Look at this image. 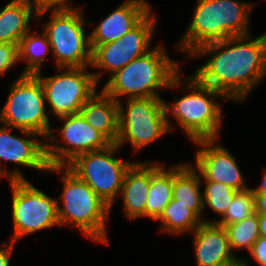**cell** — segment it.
Here are the masks:
<instances>
[{
  "instance_id": "20",
  "label": "cell",
  "mask_w": 266,
  "mask_h": 266,
  "mask_svg": "<svg viewBox=\"0 0 266 266\" xmlns=\"http://www.w3.org/2000/svg\"><path fill=\"white\" fill-rule=\"evenodd\" d=\"M0 8V42L19 45L37 23L34 6L29 0H7Z\"/></svg>"
},
{
  "instance_id": "2",
  "label": "cell",
  "mask_w": 266,
  "mask_h": 266,
  "mask_svg": "<svg viewBox=\"0 0 266 266\" xmlns=\"http://www.w3.org/2000/svg\"><path fill=\"white\" fill-rule=\"evenodd\" d=\"M166 91L175 93L173 100L164 99L171 134L182 132L185 139H188V144L200 139L222 138L221 130L224 129L226 116L223 103H231L222 93L203 85L192 74H185L183 70L171 80Z\"/></svg>"
},
{
  "instance_id": "35",
  "label": "cell",
  "mask_w": 266,
  "mask_h": 266,
  "mask_svg": "<svg viewBox=\"0 0 266 266\" xmlns=\"http://www.w3.org/2000/svg\"><path fill=\"white\" fill-rule=\"evenodd\" d=\"M226 266H247L242 259H237L235 262L228 264Z\"/></svg>"
},
{
  "instance_id": "10",
  "label": "cell",
  "mask_w": 266,
  "mask_h": 266,
  "mask_svg": "<svg viewBox=\"0 0 266 266\" xmlns=\"http://www.w3.org/2000/svg\"><path fill=\"white\" fill-rule=\"evenodd\" d=\"M153 10L154 8L120 39L102 45H90L92 49L90 68L99 86L106 81L104 77L108 79L116 71L146 54L159 43L158 40L157 42L154 40L158 35L160 16L157 15L156 10Z\"/></svg>"
},
{
  "instance_id": "14",
  "label": "cell",
  "mask_w": 266,
  "mask_h": 266,
  "mask_svg": "<svg viewBox=\"0 0 266 266\" xmlns=\"http://www.w3.org/2000/svg\"><path fill=\"white\" fill-rule=\"evenodd\" d=\"M8 164L14 166L8 168ZM48 167L46 142L41 135L30 131L15 129L0 123L1 181L29 180L25 177L26 175L24 174L25 172L22 171L23 169L28 171L34 170L33 172H38L37 174L39 175H46Z\"/></svg>"
},
{
  "instance_id": "28",
  "label": "cell",
  "mask_w": 266,
  "mask_h": 266,
  "mask_svg": "<svg viewBox=\"0 0 266 266\" xmlns=\"http://www.w3.org/2000/svg\"><path fill=\"white\" fill-rule=\"evenodd\" d=\"M37 14L49 11H73L85 9V3L74 4V0H29Z\"/></svg>"
},
{
  "instance_id": "19",
  "label": "cell",
  "mask_w": 266,
  "mask_h": 266,
  "mask_svg": "<svg viewBox=\"0 0 266 266\" xmlns=\"http://www.w3.org/2000/svg\"><path fill=\"white\" fill-rule=\"evenodd\" d=\"M82 117L111 144L119 137V105L99 89L80 109Z\"/></svg>"
},
{
  "instance_id": "29",
  "label": "cell",
  "mask_w": 266,
  "mask_h": 266,
  "mask_svg": "<svg viewBox=\"0 0 266 266\" xmlns=\"http://www.w3.org/2000/svg\"><path fill=\"white\" fill-rule=\"evenodd\" d=\"M18 64V45L0 42V77L10 73Z\"/></svg>"
},
{
  "instance_id": "15",
  "label": "cell",
  "mask_w": 266,
  "mask_h": 266,
  "mask_svg": "<svg viewBox=\"0 0 266 266\" xmlns=\"http://www.w3.org/2000/svg\"><path fill=\"white\" fill-rule=\"evenodd\" d=\"M220 140L200 139L191 142L195 151H192L193 160H188L200 173L201 181L224 183L237 191L251 187L249 184L251 185L252 181L245 177L237 155Z\"/></svg>"
},
{
  "instance_id": "5",
  "label": "cell",
  "mask_w": 266,
  "mask_h": 266,
  "mask_svg": "<svg viewBox=\"0 0 266 266\" xmlns=\"http://www.w3.org/2000/svg\"><path fill=\"white\" fill-rule=\"evenodd\" d=\"M166 46L164 38L159 39L153 49L116 71L100 89L116 102L162 97L168 84L184 66V61L173 58Z\"/></svg>"
},
{
  "instance_id": "33",
  "label": "cell",
  "mask_w": 266,
  "mask_h": 266,
  "mask_svg": "<svg viewBox=\"0 0 266 266\" xmlns=\"http://www.w3.org/2000/svg\"><path fill=\"white\" fill-rule=\"evenodd\" d=\"M255 212L266 215V194H254Z\"/></svg>"
},
{
  "instance_id": "12",
  "label": "cell",
  "mask_w": 266,
  "mask_h": 266,
  "mask_svg": "<svg viewBox=\"0 0 266 266\" xmlns=\"http://www.w3.org/2000/svg\"><path fill=\"white\" fill-rule=\"evenodd\" d=\"M56 73H37L51 119L77 114L100 89L90 67H56ZM46 74V75H45Z\"/></svg>"
},
{
  "instance_id": "26",
  "label": "cell",
  "mask_w": 266,
  "mask_h": 266,
  "mask_svg": "<svg viewBox=\"0 0 266 266\" xmlns=\"http://www.w3.org/2000/svg\"><path fill=\"white\" fill-rule=\"evenodd\" d=\"M229 246L237 259L244 256L240 252L248 253L254 242L260 237L258 214L255 212L241 222L223 226ZM239 253V254H238Z\"/></svg>"
},
{
  "instance_id": "1",
  "label": "cell",
  "mask_w": 266,
  "mask_h": 266,
  "mask_svg": "<svg viewBox=\"0 0 266 266\" xmlns=\"http://www.w3.org/2000/svg\"><path fill=\"white\" fill-rule=\"evenodd\" d=\"M196 60L202 64L191 74L241 106L266 81V31L256 37L250 33L205 45L184 65Z\"/></svg>"
},
{
  "instance_id": "17",
  "label": "cell",
  "mask_w": 266,
  "mask_h": 266,
  "mask_svg": "<svg viewBox=\"0 0 266 266\" xmlns=\"http://www.w3.org/2000/svg\"><path fill=\"white\" fill-rule=\"evenodd\" d=\"M194 266H226L237 260L223 226L202 222L190 235Z\"/></svg>"
},
{
  "instance_id": "27",
  "label": "cell",
  "mask_w": 266,
  "mask_h": 266,
  "mask_svg": "<svg viewBox=\"0 0 266 266\" xmlns=\"http://www.w3.org/2000/svg\"><path fill=\"white\" fill-rule=\"evenodd\" d=\"M255 213V197L251 187L237 191L225 215L217 222L224 226L241 222Z\"/></svg>"
},
{
  "instance_id": "13",
  "label": "cell",
  "mask_w": 266,
  "mask_h": 266,
  "mask_svg": "<svg viewBox=\"0 0 266 266\" xmlns=\"http://www.w3.org/2000/svg\"><path fill=\"white\" fill-rule=\"evenodd\" d=\"M55 120L60 125H52L45 140L49 166H67L77 156L105 149L111 144L80 113L57 117Z\"/></svg>"
},
{
  "instance_id": "11",
  "label": "cell",
  "mask_w": 266,
  "mask_h": 266,
  "mask_svg": "<svg viewBox=\"0 0 266 266\" xmlns=\"http://www.w3.org/2000/svg\"><path fill=\"white\" fill-rule=\"evenodd\" d=\"M122 151L117 144H110L105 149L81 154L66 166L110 206L111 218L126 172L136 161L121 157Z\"/></svg>"
},
{
  "instance_id": "34",
  "label": "cell",
  "mask_w": 266,
  "mask_h": 266,
  "mask_svg": "<svg viewBox=\"0 0 266 266\" xmlns=\"http://www.w3.org/2000/svg\"><path fill=\"white\" fill-rule=\"evenodd\" d=\"M258 220L260 236L266 238V215L258 214Z\"/></svg>"
},
{
  "instance_id": "7",
  "label": "cell",
  "mask_w": 266,
  "mask_h": 266,
  "mask_svg": "<svg viewBox=\"0 0 266 266\" xmlns=\"http://www.w3.org/2000/svg\"><path fill=\"white\" fill-rule=\"evenodd\" d=\"M118 105L119 137L116 144L121 149L129 145L134 159L138 153L171 135L164 96L125 99L119 101Z\"/></svg>"
},
{
  "instance_id": "30",
  "label": "cell",
  "mask_w": 266,
  "mask_h": 266,
  "mask_svg": "<svg viewBox=\"0 0 266 266\" xmlns=\"http://www.w3.org/2000/svg\"><path fill=\"white\" fill-rule=\"evenodd\" d=\"M247 256L242 258L247 266H252L253 263L257 266H266V238L260 236L252 245Z\"/></svg>"
},
{
  "instance_id": "6",
  "label": "cell",
  "mask_w": 266,
  "mask_h": 266,
  "mask_svg": "<svg viewBox=\"0 0 266 266\" xmlns=\"http://www.w3.org/2000/svg\"><path fill=\"white\" fill-rule=\"evenodd\" d=\"M85 12L80 9L37 14L36 24L46 34L51 46L53 68L91 66L92 49Z\"/></svg>"
},
{
  "instance_id": "16",
  "label": "cell",
  "mask_w": 266,
  "mask_h": 266,
  "mask_svg": "<svg viewBox=\"0 0 266 266\" xmlns=\"http://www.w3.org/2000/svg\"><path fill=\"white\" fill-rule=\"evenodd\" d=\"M150 0H124L100 21L88 20L90 45L116 41L135 27L153 8ZM97 23V24H96ZM96 24V25H95Z\"/></svg>"
},
{
  "instance_id": "22",
  "label": "cell",
  "mask_w": 266,
  "mask_h": 266,
  "mask_svg": "<svg viewBox=\"0 0 266 266\" xmlns=\"http://www.w3.org/2000/svg\"><path fill=\"white\" fill-rule=\"evenodd\" d=\"M173 163L150 160V185L145 206V219L155 222L172 200Z\"/></svg>"
},
{
  "instance_id": "21",
  "label": "cell",
  "mask_w": 266,
  "mask_h": 266,
  "mask_svg": "<svg viewBox=\"0 0 266 266\" xmlns=\"http://www.w3.org/2000/svg\"><path fill=\"white\" fill-rule=\"evenodd\" d=\"M172 199L186 205L203 222V194L200 173L186 159L173 164Z\"/></svg>"
},
{
  "instance_id": "3",
  "label": "cell",
  "mask_w": 266,
  "mask_h": 266,
  "mask_svg": "<svg viewBox=\"0 0 266 266\" xmlns=\"http://www.w3.org/2000/svg\"><path fill=\"white\" fill-rule=\"evenodd\" d=\"M259 2L247 0H195L184 32L174 50L186 60L199 48L251 32V16Z\"/></svg>"
},
{
  "instance_id": "25",
  "label": "cell",
  "mask_w": 266,
  "mask_h": 266,
  "mask_svg": "<svg viewBox=\"0 0 266 266\" xmlns=\"http://www.w3.org/2000/svg\"><path fill=\"white\" fill-rule=\"evenodd\" d=\"M203 194V222L217 223L226 213L237 190L214 181H201ZM214 216L212 217L208 212Z\"/></svg>"
},
{
  "instance_id": "9",
  "label": "cell",
  "mask_w": 266,
  "mask_h": 266,
  "mask_svg": "<svg viewBox=\"0 0 266 266\" xmlns=\"http://www.w3.org/2000/svg\"><path fill=\"white\" fill-rule=\"evenodd\" d=\"M18 75L8 84L6 100L0 109V123L36 133L46 140L54 123L41 82L36 75Z\"/></svg>"
},
{
  "instance_id": "31",
  "label": "cell",
  "mask_w": 266,
  "mask_h": 266,
  "mask_svg": "<svg viewBox=\"0 0 266 266\" xmlns=\"http://www.w3.org/2000/svg\"><path fill=\"white\" fill-rule=\"evenodd\" d=\"M16 242L12 241L10 238L8 241L0 242V266H12L11 259H13L12 255L14 254V250L16 248Z\"/></svg>"
},
{
  "instance_id": "24",
  "label": "cell",
  "mask_w": 266,
  "mask_h": 266,
  "mask_svg": "<svg viewBox=\"0 0 266 266\" xmlns=\"http://www.w3.org/2000/svg\"><path fill=\"white\" fill-rule=\"evenodd\" d=\"M160 226L157 233L171 237L185 239L190 235L202 221L186 206L172 199L163 210V213L155 221Z\"/></svg>"
},
{
  "instance_id": "18",
  "label": "cell",
  "mask_w": 266,
  "mask_h": 266,
  "mask_svg": "<svg viewBox=\"0 0 266 266\" xmlns=\"http://www.w3.org/2000/svg\"><path fill=\"white\" fill-rule=\"evenodd\" d=\"M140 160V161H139ZM126 172L120 195L123 217L127 221H139L145 218V206L150 185V160L139 159Z\"/></svg>"
},
{
  "instance_id": "32",
  "label": "cell",
  "mask_w": 266,
  "mask_h": 266,
  "mask_svg": "<svg viewBox=\"0 0 266 266\" xmlns=\"http://www.w3.org/2000/svg\"><path fill=\"white\" fill-rule=\"evenodd\" d=\"M262 169H260L261 171V178H260V182L256 185H250L254 194H266V166L261 167Z\"/></svg>"
},
{
  "instance_id": "23",
  "label": "cell",
  "mask_w": 266,
  "mask_h": 266,
  "mask_svg": "<svg viewBox=\"0 0 266 266\" xmlns=\"http://www.w3.org/2000/svg\"><path fill=\"white\" fill-rule=\"evenodd\" d=\"M47 60H51L53 65L51 46L46 34L36 24L19 42L18 61L21 66L24 65L19 73L36 75L43 72Z\"/></svg>"
},
{
  "instance_id": "4",
  "label": "cell",
  "mask_w": 266,
  "mask_h": 266,
  "mask_svg": "<svg viewBox=\"0 0 266 266\" xmlns=\"http://www.w3.org/2000/svg\"><path fill=\"white\" fill-rule=\"evenodd\" d=\"M47 174L60 177L61 191L55 196L61 230L76 229L89 242L109 246L110 206L66 166H49Z\"/></svg>"
},
{
  "instance_id": "8",
  "label": "cell",
  "mask_w": 266,
  "mask_h": 266,
  "mask_svg": "<svg viewBox=\"0 0 266 266\" xmlns=\"http://www.w3.org/2000/svg\"><path fill=\"white\" fill-rule=\"evenodd\" d=\"M33 180L8 181L11 190L10 239L16 243L37 232L61 229L56 197L36 187Z\"/></svg>"
}]
</instances>
